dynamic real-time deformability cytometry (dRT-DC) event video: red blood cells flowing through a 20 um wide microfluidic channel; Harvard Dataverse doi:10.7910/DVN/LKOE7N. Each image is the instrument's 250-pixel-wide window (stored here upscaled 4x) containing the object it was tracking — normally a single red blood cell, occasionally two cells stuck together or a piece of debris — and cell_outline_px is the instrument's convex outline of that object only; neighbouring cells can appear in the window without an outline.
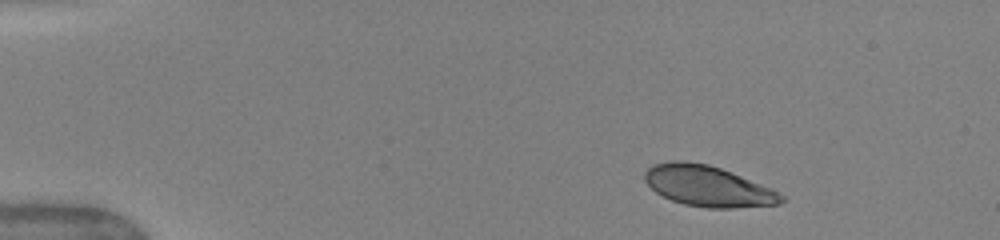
{"species": "human", "species_latin": "Homo sapiens", "temperature_condition": "warm", "stored_images_in_passage": 54, "camera_frame_rate_fps": 3000, "um_per_image_px": 0.085, "donor": {"sex": "female"}, "frame": {"image": 1, "passage_image": 1, "time_ms": 0.0, "image_size_px": [1000, 240], "cell_outline_px": [[784, 200], [780, 204], [736, 208], [708, 208], [684, 204], [672, 200], [656, 192], [644, 180], [644, 172], [652, 164], [672, 160], [684, 160], [708, 164], [720, 168], [772, 188], [784, 196]], "centroid_in_image_um": [60.17, 15.81], "position_along_channel_um": 24.8, "area_um2": 32.43}}
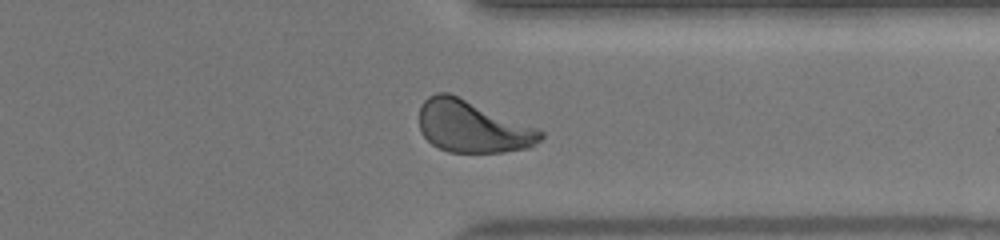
{"frame": {"image": 2, "passage_image": 43, "time_ms": 11.0, "image_size_px": [1000, 240], "cell_outline_px": [[544, 136], [532, 148], [504, 152], [448, 152], [432, 144], [420, 132], [420, 104], [428, 96], [436, 92], [448, 92], [540, 128], [544, 132]], "centroid_in_image_um": [40.2, 10.76], "position_along_channel_um": 371.2, "area_um2": 37.17}}
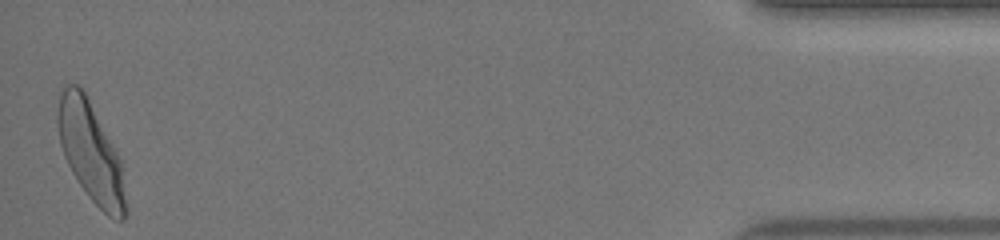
{"frame": {"image": 3, "passage_image": 54, "time_ms": 14.333, "image_size_px": [1000, 240], "cell_outline_px": [[128, 212], [124, 220], [120, 220], [108, 216], [88, 196], [72, 172], [64, 156], [60, 144], [56, 120], [56, 112], [60, 96], [64, 84], [76, 84], [84, 92], [116, 152], [120, 160]], "centroid_in_image_um": [7.69, 12.95], "position_along_channel_um": 427.5, "area_um2": 38.73}, "authors_computed_cell_mechanics": {"area_um2": 35.6915, "velocity_mm_per_s": 3.997, "shape_relaxation_time_tau1_ms": 3.3807, "shape_relaxation_time_tau2_ms": null, "deformation_change_tau1": 0.1586, "deformation_change_tau2": null}}